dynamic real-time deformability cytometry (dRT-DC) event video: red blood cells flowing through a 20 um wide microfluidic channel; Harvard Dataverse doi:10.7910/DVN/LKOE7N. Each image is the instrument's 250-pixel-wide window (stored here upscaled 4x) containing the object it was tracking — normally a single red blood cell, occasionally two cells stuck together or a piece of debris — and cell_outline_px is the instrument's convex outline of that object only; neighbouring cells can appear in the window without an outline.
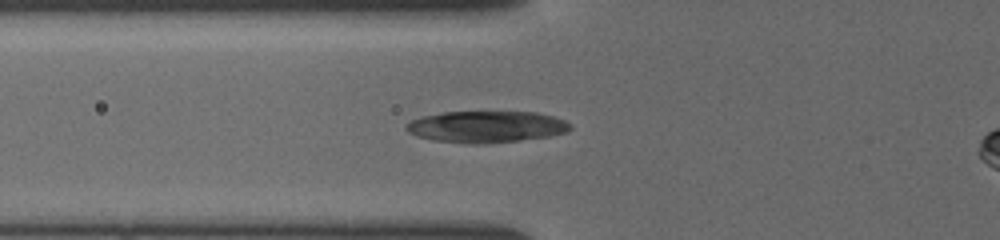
{"species": "common noctule bat (a hibernating species)", "species_latin": "Nyctalus noctula", "temperature_condition": "cold", "stored_images_in_passage": 18, "camera_frame_rate_fps": 3000, "um_per_image_px": 0.085, "animal": {"sex": "female", "body_mass_g": 19.5, "forearm_length_mm": 54.1}, "frame": {"image": 1, "passage_image": 14, "time_ms": 6.0, "image_size_px": [1000, 240], "cell_outline_px": [[572, 128], [568, 132], [548, 136], [484, 144], [472, 144], [432, 140], [416, 136], [408, 132], [404, 128], [404, 124], [412, 120], [424, 116], [444, 112], [536, 112], [552, 116], [564, 120]], "centroid_in_image_um": [41.29, 10.77], "position_along_channel_um": 84.5, "area_um2": 30.06}}